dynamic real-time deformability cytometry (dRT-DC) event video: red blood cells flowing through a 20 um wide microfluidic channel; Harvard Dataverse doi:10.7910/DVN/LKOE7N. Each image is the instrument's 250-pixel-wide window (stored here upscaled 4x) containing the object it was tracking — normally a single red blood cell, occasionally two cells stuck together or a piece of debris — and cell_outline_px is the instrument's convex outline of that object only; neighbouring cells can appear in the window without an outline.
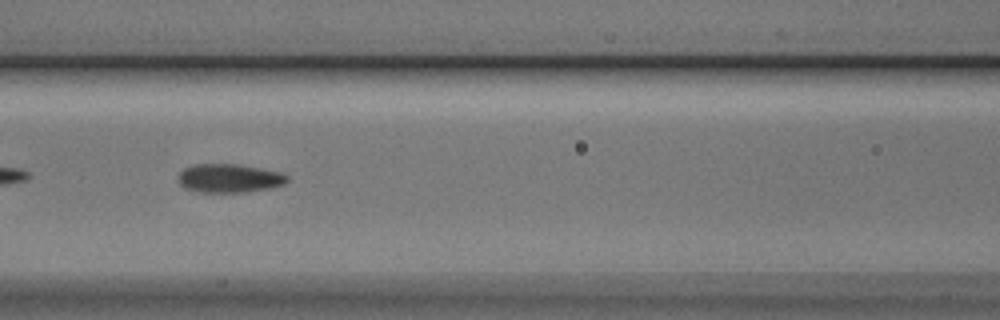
{"species": "Egyptian fruit bat (a non-hibernating species)", "species_latin": "Rousettus aegyptiacus", "temperature_condition": "cold", "stored_images_in_passage": 39, "camera_frame_rate_fps": 3000, "um_per_image_px": 0.085, "animal": {"sex": "male"}, "frame": {"image": 1, "passage_image": 8, "time_ms": 2.333, "image_size_px": [1000, 320], "cell_outline_px": [[288, 180], [284, 184], [268, 188], [248, 192], [200, 192], [184, 188], [180, 184], [180, 172], [184, 168], [196, 164], [236, 164], [260, 168], [280, 172], [288, 176]], "centroid_in_image_um": [19.5, 15.15], "position_along_channel_um": 147.1, "area_um2": 18.03}}
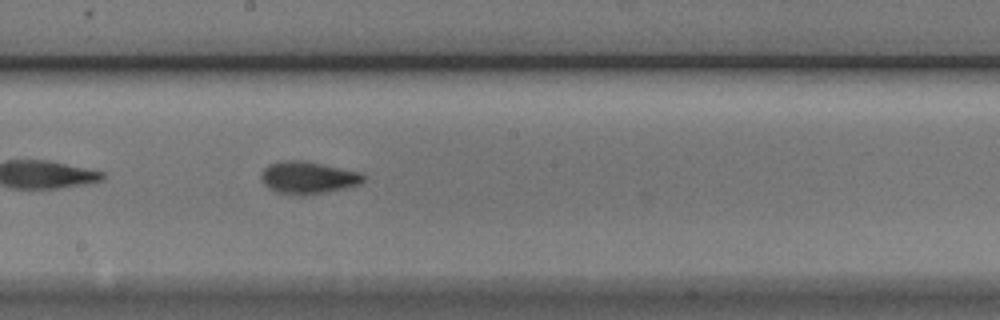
{"frame": {"image": 2, "passage_image": 14, "time_ms": 4.333, "image_size_px": [1000, 320], "cell_outline_px": [[364, 180], [360, 184], [344, 188], [324, 192], [276, 192], [268, 188], [264, 184], [260, 176], [264, 168], [268, 164], [284, 160], [300, 160], [360, 172], [364, 176]], "centroid_in_image_um": [26.16, 15.05], "position_along_channel_um": 222.0, "area_um2": 18.38}}
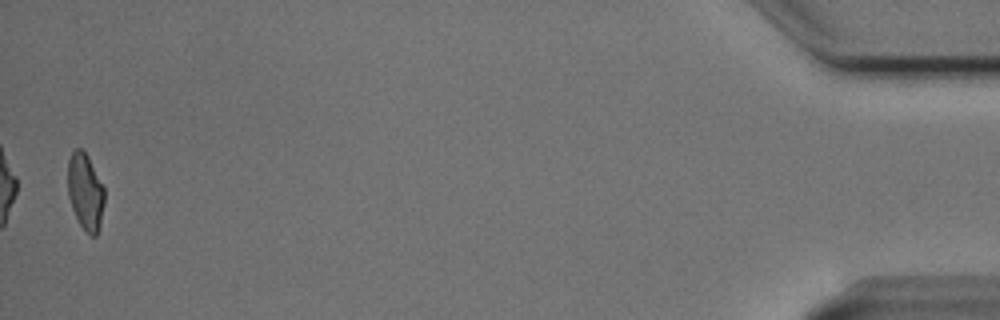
{"frame": {"image": 3, "passage_image": 38, "time_ms": 12.333, "image_size_px": [1000, 320], "cell_outline_px": [[104, 204], [100, 224], [96, 236], [88, 236], [84, 232], [72, 208], [68, 196], [68, 160], [72, 152], [76, 148], [80, 148], [88, 156], [104, 188]], "centroid_in_image_um": [7.25, 16.32], "position_along_channel_um": 427.9, "area_um2": 16.36}, "authors_computed_cell_mechanics": {"area_um2": 17.6868, "velocity_mm_per_s": 3.7537, "shape_relaxation_time_tau1_ms": 4.2038, "shape_relaxation_time_tau2_ms": 1.7909, "deformation_change_tau1": 0.129, "deformation_change_tau2": 0.0677}}